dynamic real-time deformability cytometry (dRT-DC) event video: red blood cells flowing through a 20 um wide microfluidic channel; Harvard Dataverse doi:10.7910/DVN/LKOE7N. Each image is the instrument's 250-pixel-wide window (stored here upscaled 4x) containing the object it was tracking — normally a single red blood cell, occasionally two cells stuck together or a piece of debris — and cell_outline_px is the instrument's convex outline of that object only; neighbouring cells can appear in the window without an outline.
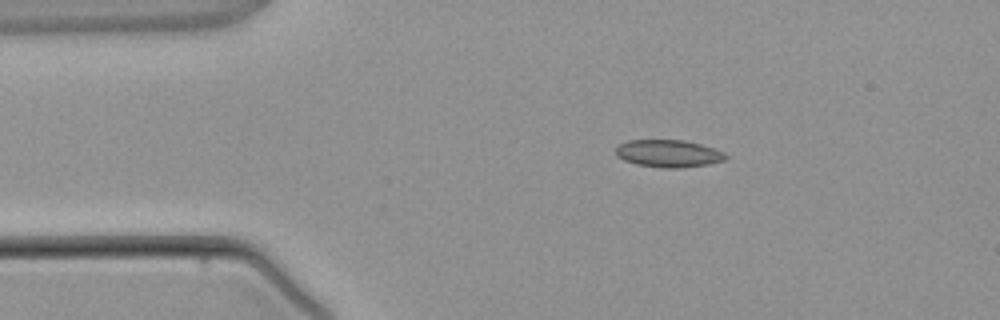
{"species": "common noctule bat (a hibernating species)", "species_latin": "Nyctalus noctula", "temperature_condition": "warm", "stored_images_in_passage": 2, "camera_frame_rate_fps": 3000, "um_per_image_px": 0.085, "animal": {"sex": "male", "body_mass_g": 21.5, "forearm_length_mm": 52.0}, "frame": {"image": 1, "passage_image": 1, "time_ms": 0.0, "image_size_px": [1000, 320], "cell_outline_px": [[728, 156], [724, 160], [708, 164], [680, 168], [664, 168], [636, 164], [624, 160], [616, 156], [616, 148], [620, 144], [628, 140], [684, 140], [700, 144], [724, 152]], "centroid_in_image_um": [56.81, 13.05], "position_along_channel_um": 28.2, "area_um2": 17.46}}